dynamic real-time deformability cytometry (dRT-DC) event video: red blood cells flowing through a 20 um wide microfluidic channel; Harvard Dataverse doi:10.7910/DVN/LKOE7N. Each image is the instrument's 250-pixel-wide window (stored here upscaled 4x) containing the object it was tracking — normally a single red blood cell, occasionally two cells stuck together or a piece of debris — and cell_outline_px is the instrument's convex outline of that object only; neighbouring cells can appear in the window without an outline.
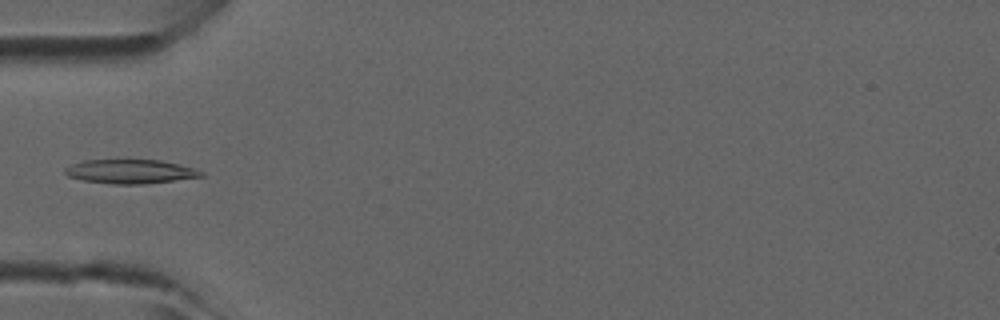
{"species": "common noctule bat (a hibernating species)", "species_latin": "Nyctalus noctula", "temperature_condition": "room temperature", "stored_images_in_passage": 5, "camera_frame_rate_fps": 3000, "um_per_image_px": 0.085, "animal": {"sex": "male", "forearm_length_mm": 52.5}, "frame": {"image": 1, "passage_image": 4, "time_ms": 1.0, "image_size_px": [1000, 320], "cell_outline_px": [[204, 176], [144, 184], [112, 184], [84, 180], [68, 176], [64, 172], [64, 168], [72, 164], [84, 160], [160, 160], [180, 164], [204, 172]], "centroid_in_image_um": [11.07, 14.58], "position_along_channel_um": 73.9, "area_um2": 18.96}}
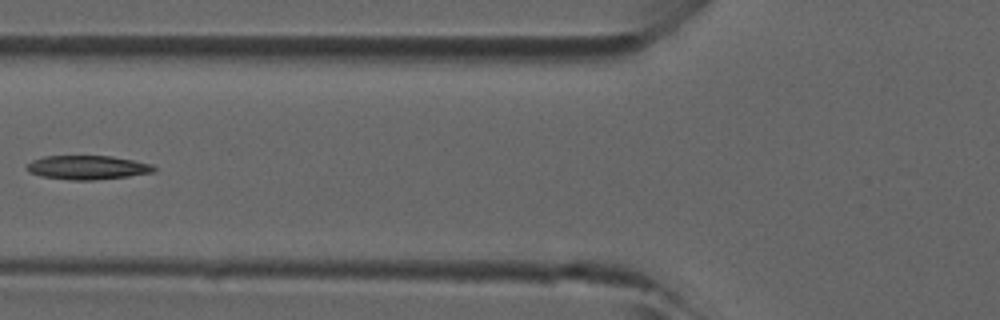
{"frame": {"image": 2, "passage_image": 5, "time_ms": 1.333, "image_size_px": [1000, 320], "cell_outline_px": [[156, 172], [128, 176], [92, 180], [72, 180], [40, 176], [28, 172], [28, 164], [32, 160], [44, 156], [112, 156], [152, 164], [156, 168]], "centroid_in_image_um": [7.45, 14.23], "position_along_channel_um": 118.3, "area_um2": 17.69}}